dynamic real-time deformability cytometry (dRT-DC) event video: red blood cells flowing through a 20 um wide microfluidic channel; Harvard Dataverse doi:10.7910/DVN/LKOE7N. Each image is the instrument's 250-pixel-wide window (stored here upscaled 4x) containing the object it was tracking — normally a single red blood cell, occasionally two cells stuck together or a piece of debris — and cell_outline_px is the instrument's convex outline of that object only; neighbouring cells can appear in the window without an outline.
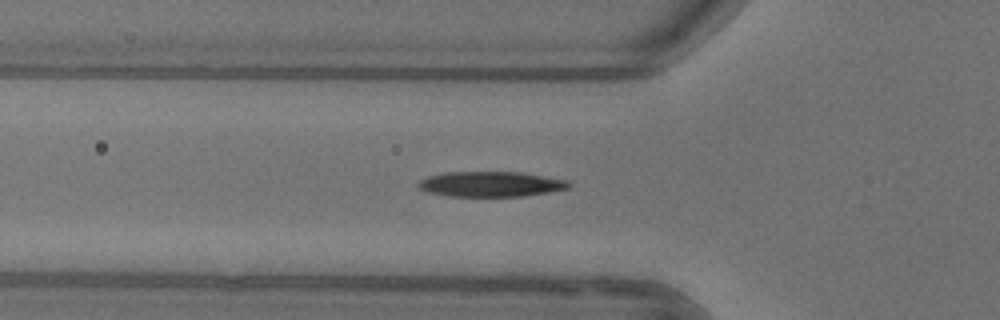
{"species": "common noctule bat (a hibernating species)", "species_latin": "Nyctalus noctula", "temperature_condition": "warm", "stored_images_in_passage": 26, "camera_frame_rate_fps": 3000, "um_per_image_px": 0.085, "animal": {"sex": "female"}, "frame": {"image": 1, "passage_image": 15, "time_ms": 4.667, "image_size_px": [1000, 320], "cell_outline_px": [[572, 184], [568, 188], [548, 192], [524, 196], [452, 196], [428, 192], [420, 188], [416, 184], [420, 180], [428, 176], [444, 172], [520, 172], [568, 180]], "centroid_in_image_um": [41.72, 15.64], "position_along_channel_um": 84.1, "area_um2": 22.02}}
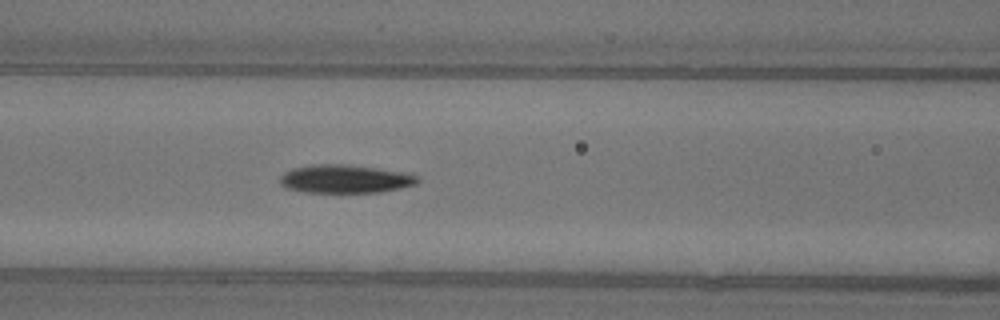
{"frame": {"image": 2, "passage_image": 19, "time_ms": 6.0, "image_size_px": [1000, 320], "cell_outline_px": [[420, 180], [416, 184], [400, 188], [380, 192], [304, 192], [284, 188], [280, 184], [280, 176], [284, 172], [292, 168], [312, 164], [348, 164], [404, 172], [416, 176]], "centroid_in_image_um": [29.28, 15.2], "position_along_channel_um": 137.3, "area_um2": 22.77}}